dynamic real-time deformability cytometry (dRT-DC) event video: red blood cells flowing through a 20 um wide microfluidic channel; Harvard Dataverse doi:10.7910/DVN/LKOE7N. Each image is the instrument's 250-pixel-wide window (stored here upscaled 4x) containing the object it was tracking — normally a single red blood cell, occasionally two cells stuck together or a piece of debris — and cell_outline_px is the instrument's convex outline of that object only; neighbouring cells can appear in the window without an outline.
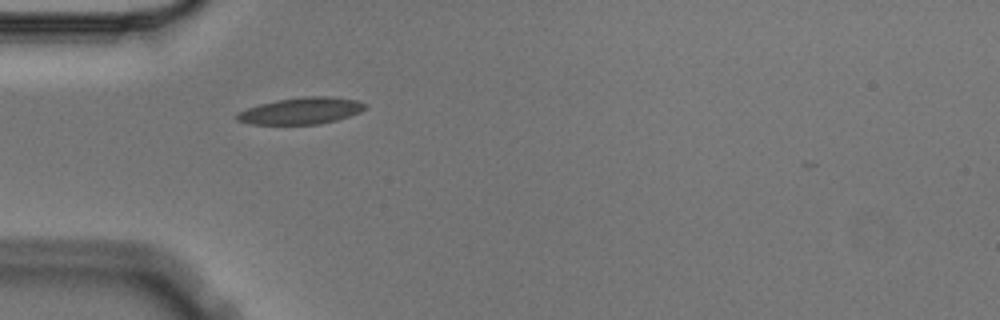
{"species": "Egyptian fruit bat (a non-hibernating species)", "species_latin": "Rousettus aegyptiacus", "temperature_condition": "cold", "stored_images_in_passage": 1, "camera_frame_rate_fps": 3000, "um_per_image_px": 0.085, "animal": {"sex": "male"}, "frame": {"image": 1, "passage_image": 1, "time_ms": 0.0, "image_size_px": [1000, 320], "cell_outline_px": [[368, 104], [360, 112], [336, 120], [320, 124], [252, 124], [236, 120], [236, 112], [260, 104], [276, 100], [304, 96], [332, 96], [360, 100]], "centroid_in_image_um": [25.62, 9.41], "position_along_channel_um": 59.4, "area_um2": 20.0}}